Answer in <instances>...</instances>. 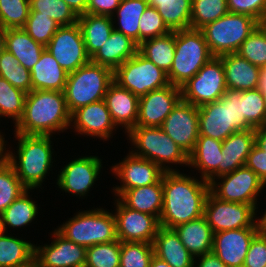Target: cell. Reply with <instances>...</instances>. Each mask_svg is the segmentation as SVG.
I'll return each instance as SVG.
<instances>
[{
  "mask_svg": "<svg viewBox=\"0 0 266 267\" xmlns=\"http://www.w3.org/2000/svg\"><path fill=\"white\" fill-rule=\"evenodd\" d=\"M30 12L49 16L59 26L78 22V15L63 0H30Z\"/></svg>",
  "mask_w": 266,
  "mask_h": 267,
  "instance_id": "obj_42",
  "label": "cell"
},
{
  "mask_svg": "<svg viewBox=\"0 0 266 267\" xmlns=\"http://www.w3.org/2000/svg\"><path fill=\"white\" fill-rule=\"evenodd\" d=\"M260 23L246 14L228 12L201 29L213 56L237 53Z\"/></svg>",
  "mask_w": 266,
  "mask_h": 267,
  "instance_id": "obj_9",
  "label": "cell"
},
{
  "mask_svg": "<svg viewBox=\"0 0 266 267\" xmlns=\"http://www.w3.org/2000/svg\"><path fill=\"white\" fill-rule=\"evenodd\" d=\"M29 267H37V266H36L35 263H34L33 265H31V266H29Z\"/></svg>",
  "mask_w": 266,
  "mask_h": 267,
  "instance_id": "obj_66",
  "label": "cell"
},
{
  "mask_svg": "<svg viewBox=\"0 0 266 267\" xmlns=\"http://www.w3.org/2000/svg\"><path fill=\"white\" fill-rule=\"evenodd\" d=\"M161 128L189 155L200 136L198 107L181 99L166 117Z\"/></svg>",
  "mask_w": 266,
  "mask_h": 267,
  "instance_id": "obj_17",
  "label": "cell"
},
{
  "mask_svg": "<svg viewBox=\"0 0 266 267\" xmlns=\"http://www.w3.org/2000/svg\"><path fill=\"white\" fill-rule=\"evenodd\" d=\"M70 126L80 135L97 137L105 141L111 139L113 130L116 131L115 128H117L104 100L93 102L73 111Z\"/></svg>",
  "mask_w": 266,
  "mask_h": 267,
  "instance_id": "obj_21",
  "label": "cell"
},
{
  "mask_svg": "<svg viewBox=\"0 0 266 267\" xmlns=\"http://www.w3.org/2000/svg\"><path fill=\"white\" fill-rule=\"evenodd\" d=\"M171 31L190 29L192 0H146Z\"/></svg>",
  "mask_w": 266,
  "mask_h": 267,
  "instance_id": "obj_37",
  "label": "cell"
},
{
  "mask_svg": "<svg viewBox=\"0 0 266 267\" xmlns=\"http://www.w3.org/2000/svg\"><path fill=\"white\" fill-rule=\"evenodd\" d=\"M138 52L155 66L168 73L175 55V31L142 41L138 45Z\"/></svg>",
  "mask_w": 266,
  "mask_h": 267,
  "instance_id": "obj_35",
  "label": "cell"
},
{
  "mask_svg": "<svg viewBox=\"0 0 266 267\" xmlns=\"http://www.w3.org/2000/svg\"><path fill=\"white\" fill-rule=\"evenodd\" d=\"M35 244L22 238L0 235V267H29L34 264Z\"/></svg>",
  "mask_w": 266,
  "mask_h": 267,
  "instance_id": "obj_34",
  "label": "cell"
},
{
  "mask_svg": "<svg viewBox=\"0 0 266 267\" xmlns=\"http://www.w3.org/2000/svg\"><path fill=\"white\" fill-rule=\"evenodd\" d=\"M111 172L120 180V186H114L113 190H128L157 183L164 171L154 162L133 155L130 150L126 157L114 166Z\"/></svg>",
  "mask_w": 266,
  "mask_h": 267,
  "instance_id": "obj_20",
  "label": "cell"
},
{
  "mask_svg": "<svg viewBox=\"0 0 266 267\" xmlns=\"http://www.w3.org/2000/svg\"><path fill=\"white\" fill-rule=\"evenodd\" d=\"M5 49L31 71L45 46L33 40L23 28H9L5 31Z\"/></svg>",
  "mask_w": 266,
  "mask_h": 267,
  "instance_id": "obj_31",
  "label": "cell"
},
{
  "mask_svg": "<svg viewBox=\"0 0 266 267\" xmlns=\"http://www.w3.org/2000/svg\"><path fill=\"white\" fill-rule=\"evenodd\" d=\"M214 57L201 30L175 31V55L167 73L170 84L182 87Z\"/></svg>",
  "mask_w": 266,
  "mask_h": 267,
  "instance_id": "obj_7",
  "label": "cell"
},
{
  "mask_svg": "<svg viewBox=\"0 0 266 267\" xmlns=\"http://www.w3.org/2000/svg\"><path fill=\"white\" fill-rule=\"evenodd\" d=\"M30 73L32 90L64 91L68 73L46 49Z\"/></svg>",
  "mask_w": 266,
  "mask_h": 267,
  "instance_id": "obj_30",
  "label": "cell"
},
{
  "mask_svg": "<svg viewBox=\"0 0 266 267\" xmlns=\"http://www.w3.org/2000/svg\"><path fill=\"white\" fill-rule=\"evenodd\" d=\"M171 32L156 8L148 6L140 18L139 44L147 39L163 36Z\"/></svg>",
  "mask_w": 266,
  "mask_h": 267,
  "instance_id": "obj_50",
  "label": "cell"
},
{
  "mask_svg": "<svg viewBox=\"0 0 266 267\" xmlns=\"http://www.w3.org/2000/svg\"><path fill=\"white\" fill-rule=\"evenodd\" d=\"M215 179L210 183V192L219 200L256 207L258 206L257 197L266 187L257 174L246 166Z\"/></svg>",
  "mask_w": 266,
  "mask_h": 267,
  "instance_id": "obj_12",
  "label": "cell"
},
{
  "mask_svg": "<svg viewBox=\"0 0 266 267\" xmlns=\"http://www.w3.org/2000/svg\"><path fill=\"white\" fill-rule=\"evenodd\" d=\"M120 248L119 240L87 247L84 267H120Z\"/></svg>",
  "mask_w": 266,
  "mask_h": 267,
  "instance_id": "obj_44",
  "label": "cell"
},
{
  "mask_svg": "<svg viewBox=\"0 0 266 267\" xmlns=\"http://www.w3.org/2000/svg\"><path fill=\"white\" fill-rule=\"evenodd\" d=\"M65 239L84 247L118 240L113 211L103 208L78 211L55 229Z\"/></svg>",
  "mask_w": 266,
  "mask_h": 267,
  "instance_id": "obj_6",
  "label": "cell"
},
{
  "mask_svg": "<svg viewBox=\"0 0 266 267\" xmlns=\"http://www.w3.org/2000/svg\"><path fill=\"white\" fill-rule=\"evenodd\" d=\"M258 233V227L216 232L212 252L227 267H243L250 243Z\"/></svg>",
  "mask_w": 266,
  "mask_h": 267,
  "instance_id": "obj_22",
  "label": "cell"
},
{
  "mask_svg": "<svg viewBox=\"0 0 266 267\" xmlns=\"http://www.w3.org/2000/svg\"><path fill=\"white\" fill-rule=\"evenodd\" d=\"M30 12V0H0V26L23 28Z\"/></svg>",
  "mask_w": 266,
  "mask_h": 267,
  "instance_id": "obj_46",
  "label": "cell"
},
{
  "mask_svg": "<svg viewBox=\"0 0 266 267\" xmlns=\"http://www.w3.org/2000/svg\"><path fill=\"white\" fill-rule=\"evenodd\" d=\"M59 27L49 16L40 15L39 12H29L23 29L33 40L46 46Z\"/></svg>",
  "mask_w": 266,
  "mask_h": 267,
  "instance_id": "obj_48",
  "label": "cell"
},
{
  "mask_svg": "<svg viewBox=\"0 0 266 267\" xmlns=\"http://www.w3.org/2000/svg\"><path fill=\"white\" fill-rule=\"evenodd\" d=\"M112 192L126 207L148 213L159 220L163 206L162 178L154 184Z\"/></svg>",
  "mask_w": 266,
  "mask_h": 267,
  "instance_id": "obj_25",
  "label": "cell"
},
{
  "mask_svg": "<svg viewBox=\"0 0 266 267\" xmlns=\"http://www.w3.org/2000/svg\"><path fill=\"white\" fill-rule=\"evenodd\" d=\"M31 190L25 191L20 197H18L13 203H11L1 214L2 224L5 233L8 228H21L26 227L39 214L38 204L34 201L30 195Z\"/></svg>",
  "mask_w": 266,
  "mask_h": 267,
  "instance_id": "obj_38",
  "label": "cell"
},
{
  "mask_svg": "<svg viewBox=\"0 0 266 267\" xmlns=\"http://www.w3.org/2000/svg\"><path fill=\"white\" fill-rule=\"evenodd\" d=\"M4 135L0 134V171L9 164V154L10 150H6V140L3 137Z\"/></svg>",
  "mask_w": 266,
  "mask_h": 267,
  "instance_id": "obj_57",
  "label": "cell"
},
{
  "mask_svg": "<svg viewBox=\"0 0 266 267\" xmlns=\"http://www.w3.org/2000/svg\"><path fill=\"white\" fill-rule=\"evenodd\" d=\"M264 103H265V109H266V93H264Z\"/></svg>",
  "mask_w": 266,
  "mask_h": 267,
  "instance_id": "obj_65",
  "label": "cell"
},
{
  "mask_svg": "<svg viewBox=\"0 0 266 267\" xmlns=\"http://www.w3.org/2000/svg\"><path fill=\"white\" fill-rule=\"evenodd\" d=\"M45 49L67 73L76 71L90 61L78 22L60 26Z\"/></svg>",
  "mask_w": 266,
  "mask_h": 267,
  "instance_id": "obj_14",
  "label": "cell"
},
{
  "mask_svg": "<svg viewBox=\"0 0 266 267\" xmlns=\"http://www.w3.org/2000/svg\"><path fill=\"white\" fill-rule=\"evenodd\" d=\"M258 207L219 200L211 192L204 206V217L213 233L247 227H257Z\"/></svg>",
  "mask_w": 266,
  "mask_h": 267,
  "instance_id": "obj_13",
  "label": "cell"
},
{
  "mask_svg": "<svg viewBox=\"0 0 266 267\" xmlns=\"http://www.w3.org/2000/svg\"><path fill=\"white\" fill-rule=\"evenodd\" d=\"M28 189L9 163L0 171V214Z\"/></svg>",
  "mask_w": 266,
  "mask_h": 267,
  "instance_id": "obj_47",
  "label": "cell"
},
{
  "mask_svg": "<svg viewBox=\"0 0 266 267\" xmlns=\"http://www.w3.org/2000/svg\"><path fill=\"white\" fill-rule=\"evenodd\" d=\"M266 265V236L258 233L250 243L243 267H264Z\"/></svg>",
  "mask_w": 266,
  "mask_h": 267,
  "instance_id": "obj_52",
  "label": "cell"
},
{
  "mask_svg": "<svg viewBox=\"0 0 266 267\" xmlns=\"http://www.w3.org/2000/svg\"><path fill=\"white\" fill-rule=\"evenodd\" d=\"M221 159L222 141L199 136L192 152L188 155V166L198 170L200 178L210 184L219 177Z\"/></svg>",
  "mask_w": 266,
  "mask_h": 267,
  "instance_id": "obj_24",
  "label": "cell"
},
{
  "mask_svg": "<svg viewBox=\"0 0 266 267\" xmlns=\"http://www.w3.org/2000/svg\"><path fill=\"white\" fill-rule=\"evenodd\" d=\"M113 79L138 97L170 84L167 73L139 52L113 71Z\"/></svg>",
  "mask_w": 266,
  "mask_h": 267,
  "instance_id": "obj_10",
  "label": "cell"
},
{
  "mask_svg": "<svg viewBox=\"0 0 266 267\" xmlns=\"http://www.w3.org/2000/svg\"><path fill=\"white\" fill-rule=\"evenodd\" d=\"M51 244L35 245L34 263L37 267H84L86 247L65 239L56 230Z\"/></svg>",
  "mask_w": 266,
  "mask_h": 267,
  "instance_id": "obj_19",
  "label": "cell"
},
{
  "mask_svg": "<svg viewBox=\"0 0 266 267\" xmlns=\"http://www.w3.org/2000/svg\"><path fill=\"white\" fill-rule=\"evenodd\" d=\"M228 12L227 0H192L190 28L201 30Z\"/></svg>",
  "mask_w": 266,
  "mask_h": 267,
  "instance_id": "obj_39",
  "label": "cell"
},
{
  "mask_svg": "<svg viewBox=\"0 0 266 267\" xmlns=\"http://www.w3.org/2000/svg\"><path fill=\"white\" fill-rule=\"evenodd\" d=\"M14 134L18 150L15 151L17 154L10 151L9 163L28 190L41 188L54 162L51 135Z\"/></svg>",
  "mask_w": 266,
  "mask_h": 267,
  "instance_id": "obj_3",
  "label": "cell"
},
{
  "mask_svg": "<svg viewBox=\"0 0 266 267\" xmlns=\"http://www.w3.org/2000/svg\"><path fill=\"white\" fill-rule=\"evenodd\" d=\"M5 31L6 29L0 26V54L5 50Z\"/></svg>",
  "mask_w": 266,
  "mask_h": 267,
  "instance_id": "obj_62",
  "label": "cell"
},
{
  "mask_svg": "<svg viewBox=\"0 0 266 267\" xmlns=\"http://www.w3.org/2000/svg\"><path fill=\"white\" fill-rule=\"evenodd\" d=\"M173 229L194 257L212 251L214 233L204 216L178 225Z\"/></svg>",
  "mask_w": 266,
  "mask_h": 267,
  "instance_id": "obj_32",
  "label": "cell"
},
{
  "mask_svg": "<svg viewBox=\"0 0 266 267\" xmlns=\"http://www.w3.org/2000/svg\"><path fill=\"white\" fill-rule=\"evenodd\" d=\"M148 6L146 0H121L119 7L112 16L113 23L118 22L113 25L114 30L130 37L139 45L140 18ZM116 15L117 18H115ZM115 19H118L117 22Z\"/></svg>",
  "mask_w": 266,
  "mask_h": 267,
  "instance_id": "obj_36",
  "label": "cell"
},
{
  "mask_svg": "<svg viewBox=\"0 0 266 267\" xmlns=\"http://www.w3.org/2000/svg\"><path fill=\"white\" fill-rule=\"evenodd\" d=\"M104 101L117 128L125 127V133H128L136 126L139 104L137 95L113 81L107 89Z\"/></svg>",
  "mask_w": 266,
  "mask_h": 267,
  "instance_id": "obj_23",
  "label": "cell"
},
{
  "mask_svg": "<svg viewBox=\"0 0 266 267\" xmlns=\"http://www.w3.org/2000/svg\"><path fill=\"white\" fill-rule=\"evenodd\" d=\"M121 0H88L85 14L113 16Z\"/></svg>",
  "mask_w": 266,
  "mask_h": 267,
  "instance_id": "obj_54",
  "label": "cell"
},
{
  "mask_svg": "<svg viewBox=\"0 0 266 267\" xmlns=\"http://www.w3.org/2000/svg\"><path fill=\"white\" fill-rule=\"evenodd\" d=\"M181 99V88L172 84L139 97L136 126L161 127Z\"/></svg>",
  "mask_w": 266,
  "mask_h": 267,
  "instance_id": "obj_18",
  "label": "cell"
},
{
  "mask_svg": "<svg viewBox=\"0 0 266 267\" xmlns=\"http://www.w3.org/2000/svg\"><path fill=\"white\" fill-rule=\"evenodd\" d=\"M114 205L116 209L113 214L119 241L153 243L160 227L155 216L128 208L118 198H115Z\"/></svg>",
  "mask_w": 266,
  "mask_h": 267,
  "instance_id": "obj_15",
  "label": "cell"
},
{
  "mask_svg": "<svg viewBox=\"0 0 266 267\" xmlns=\"http://www.w3.org/2000/svg\"><path fill=\"white\" fill-rule=\"evenodd\" d=\"M200 136L224 141L236 131L254 129L243 115V91L227 89L217 101L198 107Z\"/></svg>",
  "mask_w": 266,
  "mask_h": 267,
  "instance_id": "obj_4",
  "label": "cell"
},
{
  "mask_svg": "<svg viewBox=\"0 0 266 267\" xmlns=\"http://www.w3.org/2000/svg\"><path fill=\"white\" fill-rule=\"evenodd\" d=\"M261 25L266 29V15H265Z\"/></svg>",
  "mask_w": 266,
  "mask_h": 267,
  "instance_id": "obj_64",
  "label": "cell"
},
{
  "mask_svg": "<svg viewBox=\"0 0 266 267\" xmlns=\"http://www.w3.org/2000/svg\"><path fill=\"white\" fill-rule=\"evenodd\" d=\"M259 217L256 218L258 232L261 235L266 236V210H265L264 214L259 216Z\"/></svg>",
  "mask_w": 266,
  "mask_h": 267,
  "instance_id": "obj_59",
  "label": "cell"
},
{
  "mask_svg": "<svg viewBox=\"0 0 266 267\" xmlns=\"http://www.w3.org/2000/svg\"><path fill=\"white\" fill-rule=\"evenodd\" d=\"M0 77L25 93L32 91L30 70L23 67L6 49L0 54Z\"/></svg>",
  "mask_w": 266,
  "mask_h": 267,
  "instance_id": "obj_41",
  "label": "cell"
},
{
  "mask_svg": "<svg viewBox=\"0 0 266 267\" xmlns=\"http://www.w3.org/2000/svg\"><path fill=\"white\" fill-rule=\"evenodd\" d=\"M79 16L86 13L88 0H63Z\"/></svg>",
  "mask_w": 266,
  "mask_h": 267,
  "instance_id": "obj_56",
  "label": "cell"
},
{
  "mask_svg": "<svg viewBox=\"0 0 266 267\" xmlns=\"http://www.w3.org/2000/svg\"><path fill=\"white\" fill-rule=\"evenodd\" d=\"M113 81L111 68L92 61L68 73L63 92L69 112L72 113L82 106L104 100L107 89Z\"/></svg>",
  "mask_w": 266,
  "mask_h": 267,
  "instance_id": "obj_8",
  "label": "cell"
},
{
  "mask_svg": "<svg viewBox=\"0 0 266 267\" xmlns=\"http://www.w3.org/2000/svg\"><path fill=\"white\" fill-rule=\"evenodd\" d=\"M153 256L152 243L121 242L120 267H150Z\"/></svg>",
  "mask_w": 266,
  "mask_h": 267,
  "instance_id": "obj_45",
  "label": "cell"
},
{
  "mask_svg": "<svg viewBox=\"0 0 266 267\" xmlns=\"http://www.w3.org/2000/svg\"><path fill=\"white\" fill-rule=\"evenodd\" d=\"M26 94L0 77V118H11L16 125L23 116Z\"/></svg>",
  "mask_w": 266,
  "mask_h": 267,
  "instance_id": "obj_40",
  "label": "cell"
},
{
  "mask_svg": "<svg viewBox=\"0 0 266 267\" xmlns=\"http://www.w3.org/2000/svg\"><path fill=\"white\" fill-rule=\"evenodd\" d=\"M237 54L253 65L266 69V29L261 24L241 44Z\"/></svg>",
  "mask_w": 266,
  "mask_h": 267,
  "instance_id": "obj_43",
  "label": "cell"
},
{
  "mask_svg": "<svg viewBox=\"0 0 266 267\" xmlns=\"http://www.w3.org/2000/svg\"><path fill=\"white\" fill-rule=\"evenodd\" d=\"M85 48L91 58L108 40L114 30V23L111 16L82 14L78 16Z\"/></svg>",
  "mask_w": 266,
  "mask_h": 267,
  "instance_id": "obj_33",
  "label": "cell"
},
{
  "mask_svg": "<svg viewBox=\"0 0 266 267\" xmlns=\"http://www.w3.org/2000/svg\"><path fill=\"white\" fill-rule=\"evenodd\" d=\"M4 233L3 224H2V215L0 214V235Z\"/></svg>",
  "mask_w": 266,
  "mask_h": 267,
  "instance_id": "obj_63",
  "label": "cell"
},
{
  "mask_svg": "<svg viewBox=\"0 0 266 267\" xmlns=\"http://www.w3.org/2000/svg\"><path fill=\"white\" fill-rule=\"evenodd\" d=\"M243 115L254 129L266 124L264 94L259 88L243 91Z\"/></svg>",
  "mask_w": 266,
  "mask_h": 267,
  "instance_id": "obj_49",
  "label": "cell"
},
{
  "mask_svg": "<svg viewBox=\"0 0 266 267\" xmlns=\"http://www.w3.org/2000/svg\"><path fill=\"white\" fill-rule=\"evenodd\" d=\"M150 267H171V266L164 260L154 255L151 260Z\"/></svg>",
  "mask_w": 266,
  "mask_h": 267,
  "instance_id": "obj_61",
  "label": "cell"
},
{
  "mask_svg": "<svg viewBox=\"0 0 266 267\" xmlns=\"http://www.w3.org/2000/svg\"><path fill=\"white\" fill-rule=\"evenodd\" d=\"M70 122L64 92L32 90L26 94L23 116L14 126V132L52 136L69 129Z\"/></svg>",
  "mask_w": 266,
  "mask_h": 267,
  "instance_id": "obj_2",
  "label": "cell"
},
{
  "mask_svg": "<svg viewBox=\"0 0 266 267\" xmlns=\"http://www.w3.org/2000/svg\"><path fill=\"white\" fill-rule=\"evenodd\" d=\"M226 90L221 57L214 56L181 87V96L183 101L200 107L219 100Z\"/></svg>",
  "mask_w": 266,
  "mask_h": 267,
  "instance_id": "obj_11",
  "label": "cell"
},
{
  "mask_svg": "<svg viewBox=\"0 0 266 267\" xmlns=\"http://www.w3.org/2000/svg\"><path fill=\"white\" fill-rule=\"evenodd\" d=\"M245 166L253 170L266 185V151L262 150L256 143L247 156Z\"/></svg>",
  "mask_w": 266,
  "mask_h": 267,
  "instance_id": "obj_53",
  "label": "cell"
},
{
  "mask_svg": "<svg viewBox=\"0 0 266 267\" xmlns=\"http://www.w3.org/2000/svg\"><path fill=\"white\" fill-rule=\"evenodd\" d=\"M258 88L263 94L266 93V69H262L260 73Z\"/></svg>",
  "mask_w": 266,
  "mask_h": 267,
  "instance_id": "obj_60",
  "label": "cell"
},
{
  "mask_svg": "<svg viewBox=\"0 0 266 267\" xmlns=\"http://www.w3.org/2000/svg\"><path fill=\"white\" fill-rule=\"evenodd\" d=\"M126 135L134 145L133 155L156 163L164 172L179 171L171 164L188 166V155L161 127L135 126Z\"/></svg>",
  "mask_w": 266,
  "mask_h": 267,
  "instance_id": "obj_5",
  "label": "cell"
},
{
  "mask_svg": "<svg viewBox=\"0 0 266 267\" xmlns=\"http://www.w3.org/2000/svg\"><path fill=\"white\" fill-rule=\"evenodd\" d=\"M138 52V44L130 37L113 30L104 45L90 58L93 63L113 71Z\"/></svg>",
  "mask_w": 266,
  "mask_h": 267,
  "instance_id": "obj_29",
  "label": "cell"
},
{
  "mask_svg": "<svg viewBox=\"0 0 266 267\" xmlns=\"http://www.w3.org/2000/svg\"><path fill=\"white\" fill-rule=\"evenodd\" d=\"M255 145V129L236 131L222 141L219 177L245 166L247 156Z\"/></svg>",
  "mask_w": 266,
  "mask_h": 267,
  "instance_id": "obj_26",
  "label": "cell"
},
{
  "mask_svg": "<svg viewBox=\"0 0 266 267\" xmlns=\"http://www.w3.org/2000/svg\"><path fill=\"white\" fill-rule=\"evenodd\" d=\"M227 89L247 91L258 88L261 68L237 53L221 55Z\"/></svg>",
  "mask_w": 266,
  "mask_h": 267,
  "instance_id": "obj_27",
  "label": "cell"
},
{
  "mask_svg": "<svg viewBox=\"0 0 266 267\" xmlns=\"http://www.w3.org/2000/svg\"><path fill=\"white\" fill-rule=\"evenodd\" d=\"M197 258L199 260H197ZM198 261V262H197ZM194 267H227L212 251L194 259Z\"/></svg>",
  "mask_w": 266,
  "mask_h": 267,
  "instance_id": "obj_55",
  "label": "cell"
},
{
  "mask_svg": "<svg viewBox=\"0 0 266 267\" xmlns=\"http://www.w3.org/2000/svg\"><path fill=\"white\" fill-rule=\"evenodd\" d=\"M152 244L154 255L171 267H194L195 257L186 249L174 229L160 226Z\"/></svg>",
  "mask_w": 266,
  "mask_h": 267,
  "instance_id": "obj_28",
  "label": "cell"
},
{
  "mask_svg": "<svg viewBox=\"0 0 266 267\" xmlns=\"http://www.w3.org/2000/svg\"><path fill=\"white\" fill-rule=\"evenodd\" d=\"M163 206L159 218L162 227L173 229L204 215L210 184L180 171L164 172L162 176Z\"/></svg>",
  "mask_w": 266,
  "mask_h": 267,
  "instance_id": "obj_1",
  "label": "cell"
},
{
  "mask_svg": "<svg viewBox=\"0 0 266 267\" xmlns=\"http://www.w3.org/2000/svg\"><path fill=\"white\" fill-rule=\"evenodd\" d=\"M255 143L266 151V124L255 129Z\"/></svg>",
  "mask_w": 266,
  "mask_h": 267,
  "instance_id": "obj_58",
  "label": "cell"
},
{
  "mask_svg": "<svg viewBox=\"0 0 266 267\" xmlns=\"http://www.w3.org/2000/svg\"><path fill=\"white\" fill-rule=\"evenodd\" d=\"M227 6L229 12L249 15L260 24L265 17L266 0H227Z\"/></svg>",
  "mask_w": 266,
  "mask_h": 267,
  "instance_id": "obj_51",
  "label": "cell"
},
{
  "mask_svg": "<svg viewBox=\"0 0 266 267\" xmlns=\"http://www.w3.org/2000/svg\"><path fill=\"white\" fill-rule=\"evenodd\" d=\"M102 159L98 156L76 158L59 171L57 185L65 193L84 197L94 186L101 173Z\"/></svg>",
  "mask_w": 266,
  "mask_h": 267,
  "instance_id": "obj_16",
  "label": "cell"
}]
</instances>
